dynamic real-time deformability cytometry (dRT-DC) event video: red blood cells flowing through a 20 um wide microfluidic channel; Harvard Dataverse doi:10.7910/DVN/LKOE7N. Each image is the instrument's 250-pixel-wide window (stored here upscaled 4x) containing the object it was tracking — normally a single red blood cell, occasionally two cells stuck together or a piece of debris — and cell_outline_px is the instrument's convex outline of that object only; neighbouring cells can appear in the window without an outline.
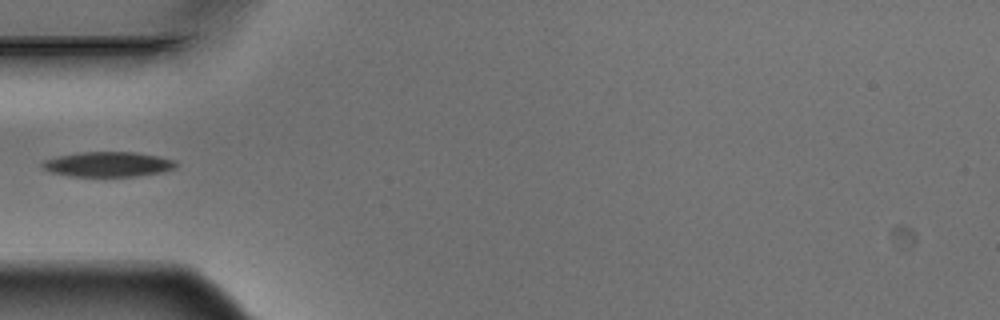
{"species": "Egyptian fruit bat (a non-hibernating species)", "species_latin": "Rousettus aegyptiacus", "temperature_condition": "warm", "stored_images_in_passage": 4, "camera_frame_rate_fps": 3000, "um_per_image_px": 0.085, "animal": {"sex": "male"}, "frame": {"image": 1, "passage_image": 4, "time_ms": 1.0, "image_size_px": [1000, 320], "cell_outline_px": [[176, 168], [160, 172], [132, 176], [72, 176], [52, 172], [44, 168], [40, 164], [44, 160], [60, 156], [84, 152], [132, 152], [156, 156], [176, 160]], "centroid_in_image_um": [9.19, 13.96], "position_along_channel_um": 75.8, "area_um2": 19.02}}